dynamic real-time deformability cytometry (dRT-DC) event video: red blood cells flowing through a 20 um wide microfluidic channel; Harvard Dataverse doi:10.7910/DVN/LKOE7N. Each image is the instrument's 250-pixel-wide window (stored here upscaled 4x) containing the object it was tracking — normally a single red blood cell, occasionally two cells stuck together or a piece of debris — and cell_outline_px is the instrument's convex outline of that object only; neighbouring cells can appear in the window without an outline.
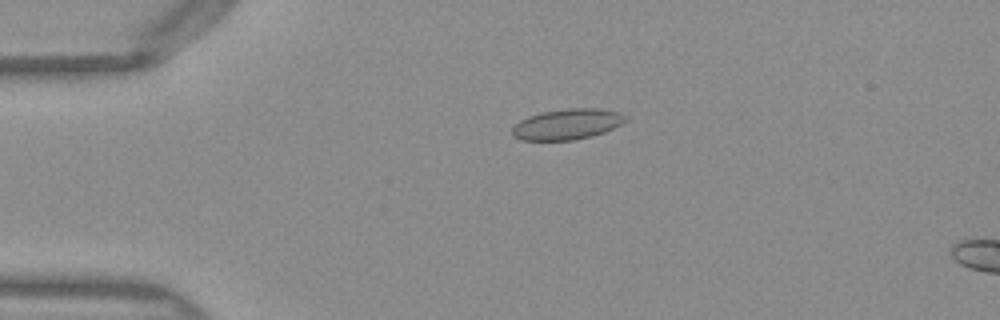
{"species": "Egyptian fruit bat (a non-hibernating species)", "species_latin": "Rousettus aegyptiacus", "temperature_condition": "warm", "stored_images_in_passage": 15, "camera_frame_rate_fps": 3000, "um_per_image_px": 0.085, "frame": {"image": 1, "passage_image": 11, "time_ms": 3.333, "image_size_px": [1000, 320], "cell_outline_px": [[628, 120], [604, 132], [592, 136], [576, 140], [520, 140], [512, 136], [512, 128], [520, 120], [528, 116], [540, 112], [568, 108], [600, 108], [616, 112], [628, 116]], "centroid_in_image_um": [48.2, 10.56], "position_along_channel_um": 36.8, "area_um2": 20.35}}